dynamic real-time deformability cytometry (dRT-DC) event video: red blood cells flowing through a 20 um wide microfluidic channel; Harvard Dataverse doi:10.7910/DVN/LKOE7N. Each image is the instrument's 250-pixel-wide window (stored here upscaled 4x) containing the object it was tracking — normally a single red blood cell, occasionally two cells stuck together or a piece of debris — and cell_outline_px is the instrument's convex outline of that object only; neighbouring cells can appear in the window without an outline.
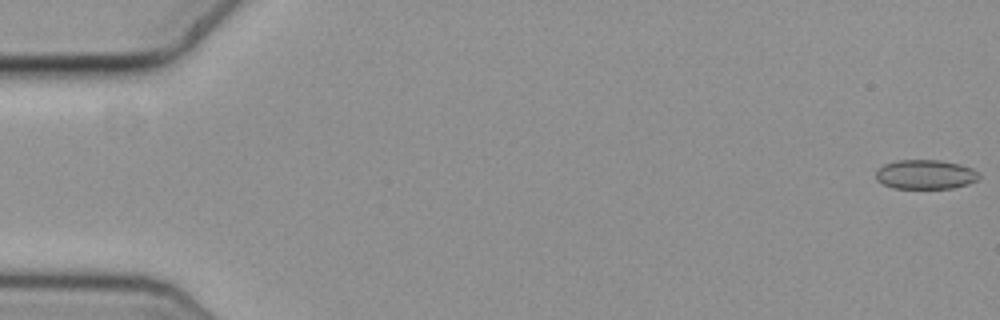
{"species": "common noctule bat (a hibernating species)", "species_latin": "Nyctalus noctula", "temperature_condition": "cold", "stored_images_in_passage": 53, "camera_frame_rate_fps": 3000, "um_per_image_px": 0.085, "animal": {"sex": "female", "body_mass_g": 19.3, "forearm_length_mm": 54.1}, "frame": {"image": 1, "passage_image": 1, "time_ms": 0.0, "image_size_px": [1000, 320], "cell_outline_px": [[980, 176], [976, 180], [968, 184], [952, 188], [892, 188], [876, 180], [876, 172], [884, 164], [896, 160], [940, 160], [960, 164], [972, 168]], "centroid_in_image_um": [78.65, 14.82], "position_along_channel_um": 6.4, "area_um2": 17.57}}
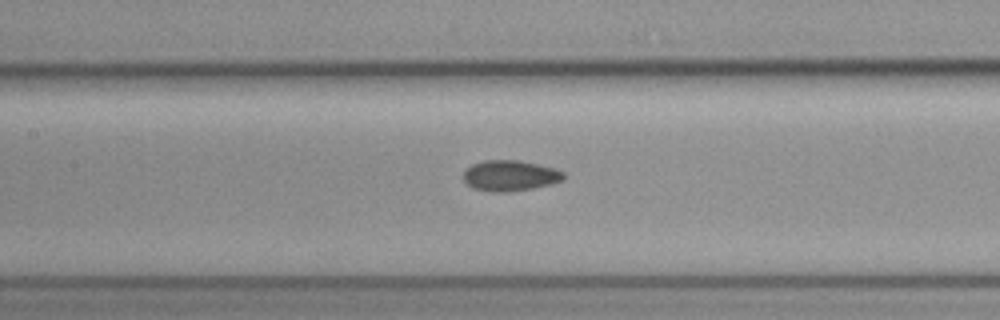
{"frame": {"image": 2, "passage_image": 27, "time_ms": 8.667, "image_size_px": [1000, 320], "cell_outline_px": [[564, 180], [532, 188], [504, 192], [492, 192], [472, 188], [464, 180], [464, 172], [472, 164], [484, 160], [520, 160], [556, 168], [564, 172]], "centroid_in_image_um": [43.36, 14.92], "position_along_channel_um": 164.0, "area_um2": 17.86}}
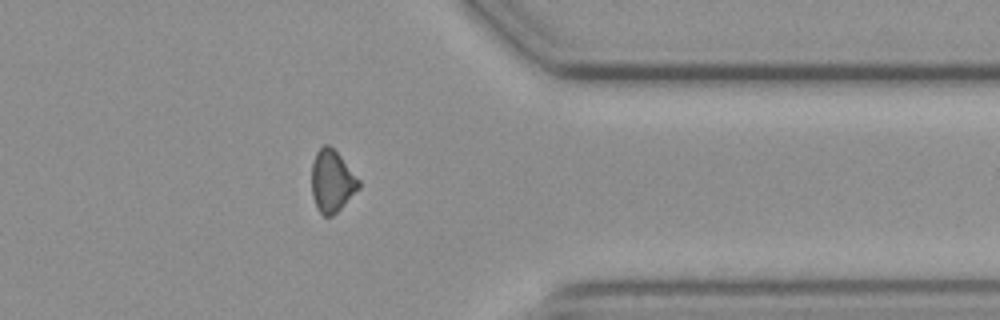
{"frame": {"image": 3, "passage_image": 46, "time_ms": 15.0, "image_size_px": [1000, 320], "cell_outline_px": [[360, 188], [332, 216], [324, 216], [316, 208], [312, 196], [312, 164], [316, 152], [324, 144], [328, 144], [340, 156], [360, 180]], "centroid_in_image_um": [28.21, 15.41], "position_along_channel_um": 383.2, "area_um2": 16.88}}